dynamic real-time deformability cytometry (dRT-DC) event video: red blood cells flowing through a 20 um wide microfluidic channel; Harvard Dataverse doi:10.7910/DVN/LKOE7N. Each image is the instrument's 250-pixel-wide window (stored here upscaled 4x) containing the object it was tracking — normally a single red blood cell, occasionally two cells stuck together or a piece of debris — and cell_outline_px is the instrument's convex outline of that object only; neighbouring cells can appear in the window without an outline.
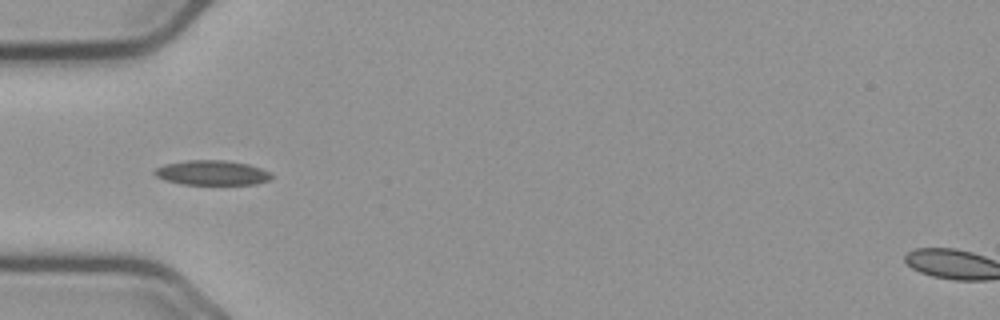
{"species": "common noctule bat (a hibernating species)", "species_latin": "Nyctalus noctula", "temperature_condition": "cold", "stored_images_in_passage": 39, "camera_frame_rate_fps": 3000, "um_per_image_px": 0.085, "animal": {"sex": "male", "body_mass_g": 23.1, "forearm_length_mm": 52.7}, "frame": {"image": 1, "passage_image": 1, "time_ms": 0.0, "image_size_px": [1000, 320], "cell_outline_px": [[272, 176], [268, 180], [256, 184], [180, 184], [164, 180], [156, 176], [152, 172], [156, 168], [164, 164], [188, 160], [224, 160], [248, 164], [260, 168], [268, 172]], "centroid_in_image_um": [17.96, 14.68], "position_along_channel_um": 67.0, "area_um2": 16.76}}
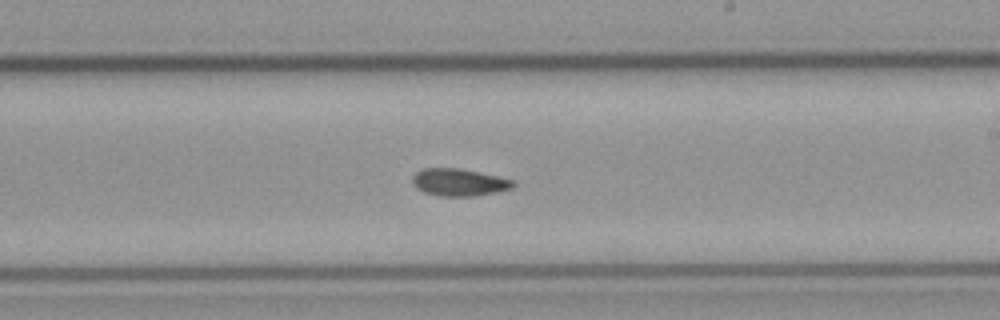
{"frame": {"image": 2, "passage_image": 16, "time_ms": 5.0, "image_size_px": [1000, 320], "cell_outline_px": [[516, 184], [512, 188], [496, 192], [476, 196], [440, 196], [424, 192], [416, 188], [412, 184], [412, 176], [416, 172], [424, 168], [460, 168], [516, 180]], "centroid_in_image_um": [39.02, 15.49], "position_along_channel_um": 250.0, "area_um2": 16.18}}
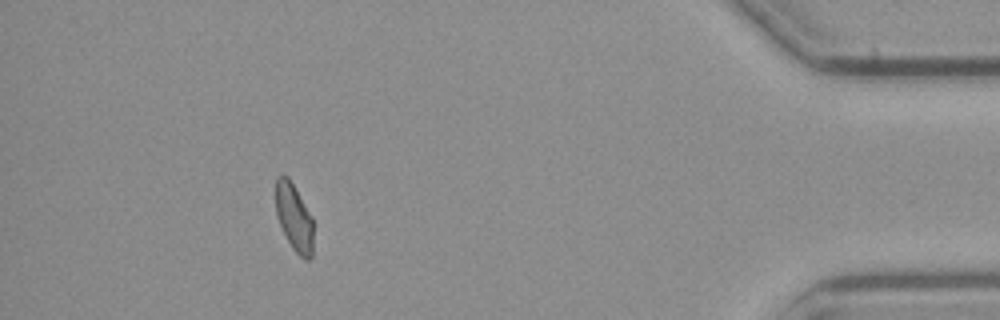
{"frame": {"image": 3, "passage_image": 34, "time_ms": 11.0, "image_size_px": [1000, 320], "cell_outline_px": [[312, 256], [308, 260], [304, 260], [292, 248], [276, 216], [276, 176], [288, 176], [312, 216]], "centroid_in_image_um": [24.99, 18.48], "position_along_channel_um": 410.2, "area_um2": 14.57}, "authors_computed_cell_mechanics": {"area_um2": 15.8372, "velocity_mm_per_s": 3.6568, "shape_relaxation_time_tau1_ms": null, "shape_relaxation_time_tau2_ms": 6.079, "deformation_change_tau1": null, "deformation_change_tau2": 0.0836}}